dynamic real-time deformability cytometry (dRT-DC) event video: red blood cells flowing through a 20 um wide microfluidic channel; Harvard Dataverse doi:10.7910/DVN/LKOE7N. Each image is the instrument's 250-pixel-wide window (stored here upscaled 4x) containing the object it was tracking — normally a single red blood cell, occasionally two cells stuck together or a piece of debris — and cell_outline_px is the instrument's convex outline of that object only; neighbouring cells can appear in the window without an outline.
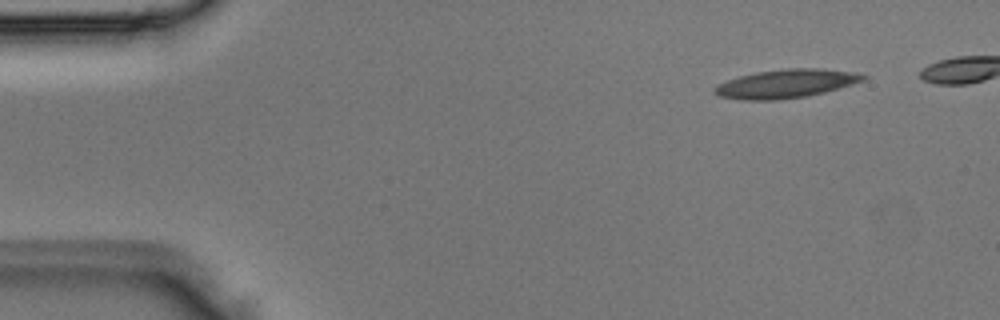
{"species": "Egyptian fruit bat (a non-hibernating species)", "species_latin": "Rousettus aegyptiacus", "temperature_condition": "room temperature", "stored_images_in_passage": 4, "camera_frame_rate_fps": 3000, "um_per_image_px": 0.085, "animal": {"sex": "male"}, "frame": {"image": 1, "passage_image": 1, "time_ms": 0.0, "image_size_px": [1000, 320], "cell_outline_px": [[868, 76], [864, 80], [852, 84], [824, 92], [808, 96], [776, 100], [740, 100], [720, 96], [712, 92], [712, 88], [716, 84], [740, 76], [756, 72], [788, 68], [816, 68], [852, 72]], "centroid_in_image_um": [66.75, 7.12], "position_along_channel_um": 18.3, "area_um2": 24.68}}